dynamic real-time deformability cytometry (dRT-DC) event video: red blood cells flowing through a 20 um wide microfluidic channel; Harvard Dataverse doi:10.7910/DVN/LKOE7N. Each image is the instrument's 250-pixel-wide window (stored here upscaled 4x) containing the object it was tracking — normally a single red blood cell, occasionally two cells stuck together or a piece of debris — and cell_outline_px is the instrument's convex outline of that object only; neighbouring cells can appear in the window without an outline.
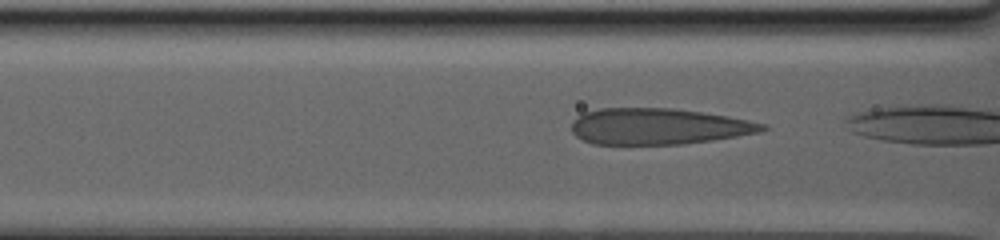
{"species": "human", "species_latin": "Homo sapiens", "temperature_condition": "warm", "stored_images_in_passage": 5, "camera_frame_rate_fps": 3000, "um_per_image_px": 0.085, "donor": {"sex": "male"}, "frame": {"image": 1, "passage_image": 3, "time_ms": 0.667, "image_size_px": [1000, 240], "cell_outline_px": [[768, 128], [760, 132], [712, 140], [684, 144], [592, 144], [576, 136], [572, 132], [572, 120], [584, 112], [600, 108], [676, 108], [728, 116], [748, 120], [764, 124]], "centroid_in_image_um": [55.93, 10.74], "position_along_channel_um": 110.7, "area_um2": 40.23}}